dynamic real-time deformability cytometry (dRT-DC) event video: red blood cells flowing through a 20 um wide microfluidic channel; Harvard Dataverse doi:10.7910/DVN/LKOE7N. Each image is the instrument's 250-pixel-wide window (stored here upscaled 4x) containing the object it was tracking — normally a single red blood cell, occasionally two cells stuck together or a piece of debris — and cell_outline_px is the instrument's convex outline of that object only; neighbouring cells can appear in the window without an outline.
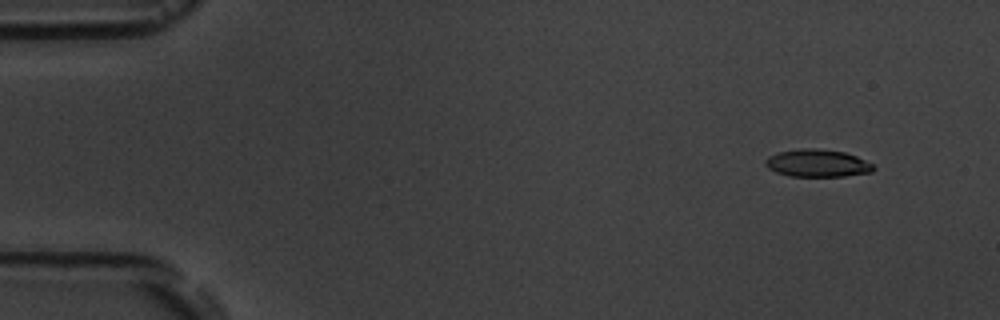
{"species": "common noctule bat (a hibernating species)", "species_latin": "Nyctalus noctula", "temperature_condition": "room temperature", "stored_images_in_passage": 15, "camera_frame_rate_fps": 3000, "um_per_image_px": 0.085, "animal": {"sex": "male", "body_mass_g": 19.5, "forearm_length_mm": 54.6}, "frame": {"image": 1, "passage_image": 2, "time_ms": 1.0, "image_size_px": [1000, 320], "cell_outline_px": [[876, 168], [872, 172], [844, 176], [788, 176], [776, 172], [768, 168], [764, 164], [764, 160], [768, 156], [776, 152], [800, 148], [816, 148], [844, 152], [856, 156], [872, 164]], "centroid_in_image_um": [69.43, 13.86], "position_along_channel_um": 15.6, "area_um2": 17.46}}
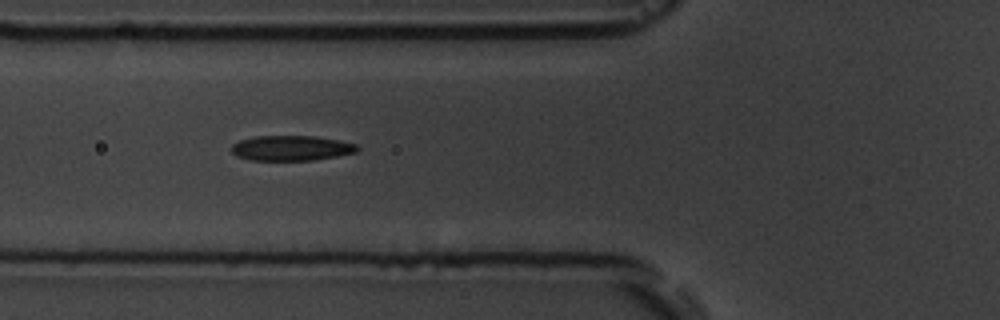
{"frame": {"image": 2, "passage_image": 6, "time_ms": 6.333, "image_size_px": [1000, 320], "cell_outline_px": [[360, 148], [356, 152], [336, 156], [312, 160], [248, 160], [236, 156], [232, 152], [232, 144], [240, 140], [256, 136], [316, 136], [340, 140], [356, 144]], "centroid_in_image_um": [24.76, 12.58], "position_along_channel_um": 101.0, "area_um2": 18.44}}
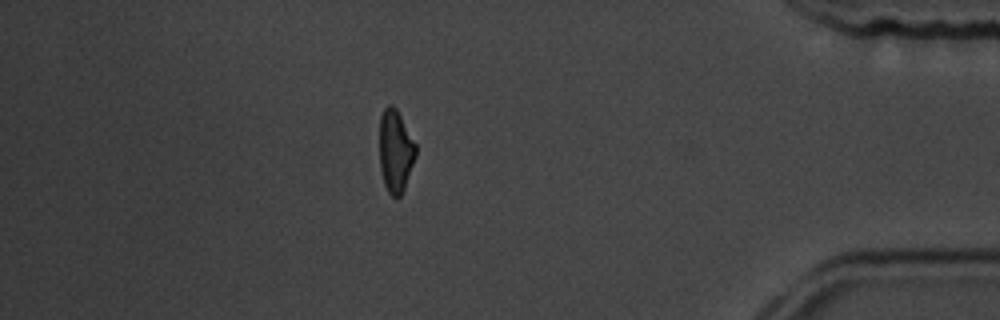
{"frame": {"image": 3, "passage_image": 14, "time_ms": 15.667, "image_size_px": [1000, 320], "cell_outline_px": [[416, 156], [404, 188], [400, 196], [392, 196], [388, 192], [384, 184], [380, 168], [380, 116], [384, 108], [388, 104], [392, 104], [396, 108], [416, 144]], "centroid_in_image_um": [33.61, 12.82], "position_along_channel_um": 401.6, "area_um2": 17.34}, "authors_computed_cell_mechanics": {"area_um2": 17.918, "velocity_mm_per_s": 3.6674, "shape_relaxation_time_tau1_ms": 4.1874, "shape_relaxation_time_tau2_ms": 3.3052, "deformation_change_tau1": 0.1511, "deformation_change_tau2": 0.1005}}